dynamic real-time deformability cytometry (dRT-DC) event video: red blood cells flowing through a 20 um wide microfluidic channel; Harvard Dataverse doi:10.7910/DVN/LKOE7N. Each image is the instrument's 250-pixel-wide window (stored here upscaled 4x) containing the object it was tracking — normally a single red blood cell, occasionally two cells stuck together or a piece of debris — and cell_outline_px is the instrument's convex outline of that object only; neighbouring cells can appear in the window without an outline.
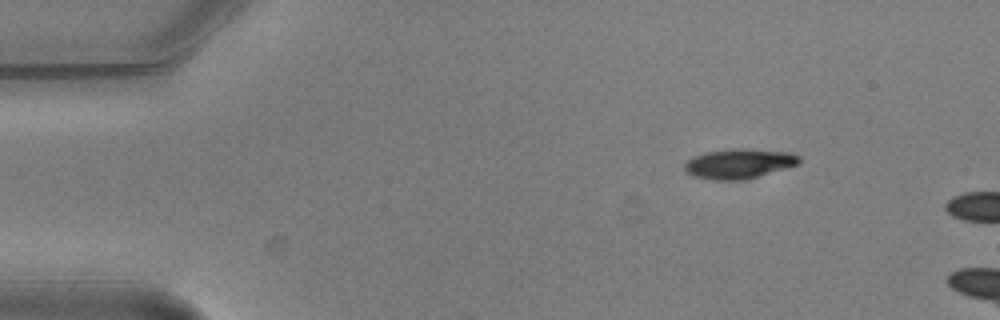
{"species": "common noctule bat (a hibernating species)", "species_latin": "Nyctalus noctula", "temperature_condition": "warm", "stored_images_in_passage": 2, "camera_frame_rate_fps": 3000, "um_per_image_px": 0.085, "animal": {"sex": "male", "body_mass_g": 20.5, "forearm_length_mm": 52.5}, "frame": {"image": 1, "passage_image": 1, "time_ms": 0.0, "image_size_px": [1000, 320], "cell_outline_px": [[800, 164], [744, 180], [712, 180], [692, 176], [684, 172], [684, 164], [692, 156], [704, 152], [728, 148], [744, 148], [792, 152], [800, 156]], "centroid_in_image_um": [62.79, 13.9], "position_along_channel_um": 22.2, "area_um2": 20.35}}